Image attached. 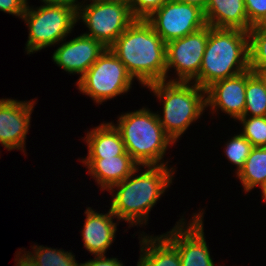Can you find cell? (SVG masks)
<instances>
[{
    "instance_id": "obj_1",
    "label": "cell",
    "mask_w": 266,
    "mask_h": 266,
    "mask_svg": "<svg viewBox=\"0 0 266 266\" xmlns=\"http://www.w3.org/2000/svg\"><path fill=\"white\" fill-rule=\"evenodd\" d=\"M109 48L143 86L166 80V43L145 19H135Z\"/></svg>"
},
{
    "instance_id": "obj_2",
    "label": "cell",
    "mask_w": 266,
    "mask_h": 266,
    "mask_svg": "<svg viewBox=\"0 0 266 266\" xmlns=\"http://www.w3.org/2000/svg\"><path fill=\"white\" fill-rule=\"evenodd\" d=\"M142 167L148 169L134 176L139 171L138 167L133 174L109 189L113 193L117 188L111 200V211L118 220H125L131 225L147 223L152 207L170 187L174 176L173 170L166 165Z\"/></svg>"
},
{
    "instance_id": "obj_3",
    "label": "cell",
    "mask_w": 266,
    "mask_h": 266,
    "mask_svg": "<svg viewBox=\"0 0 266 266\" xmlns=\"http://www.w3.org/2000/svg\"><path fill=\"white\" fill-rule=\"evenodd\" d=\"M249 70V34L241 29L212 28L199 75L193 83L206 89L212 83Z\"/></svg>"
},
{
    "instance_id": "obj_4",
    "label": "cell",
    "mask_w": 266,
    "mask_h": 266,
    "mask_svg": "<svg viewBox=\"0 0 266 266\" xmlns=\"http://www.w3.org/2000/svg\"><path fill=\"white\" fill-rule=\"evenodd\" d=\"M114 126L121 134L126 152L139 165H167L161 160L168 145L174 142L165 133L157 113L146 108L125 113Z\"/></svg>"
},
{
    "instance_id": "obj_5",
    "label": "cell",
    "mask_w": 266,
    "mask_h": 266,
    "mask_svg": "<svg viewBox=\"0 0 266 266\" xmlns=\"http://www.w3.org/2000/svg\"><path fill=\"white\" fill-rule=\"evenodd\" d=\"M146 87L163 102L158 119L174 143L206 108V91L193 82L163 80Z\"/></svg>"
},
{
    "instance_id": "obj_6",
    "label": "cell",
    "mask_w": 266,
    "mask_h": 266,
    "mask_svg": "<svg viewBox=\"0 0 266 266\" xmlns=\"http://www.w3.org/2000/svg\"><path fill=\"white\" fill-rule=\"evenodd\" d=\"M22 19L29 27L27 54L58 44L71 33L77 20V10L65 5L26 6Z\"/></svg>"
},
{
    "instance_id": "obj_7",
    "label": "cell",
    "mask_w": 266,
    "mask_h": 266,
    "mask_svg": "<svg viewBox=\"0 0 266 266\" xmlns=\"http://www.w3.org/2000/svg\"><path fill=\"white\" fill-rule=\"evenodd\" d=\"M133 77L110 48L78 79V89L101 104L131 88Z\"/></svg>"
},
{
    "instance_id": "obj_8",
    "label": "cell",
    "mask_w": 266,
    "mask_h": 266,
    "mask_svg": "<svg viewBox=\"0 0 266 266\" xmlns=\"http://www.w3.org/2000/svg\"><path fill=\"white\" fill-rule=\"evenodd\" d=\"M77 9V20L82 19L90 32L84 35L100 41L109 48L135 21L127 5L103 3L95 0Z\"/></svg>"
},
{
    "instance_id": "obj_9",
    "label": "cell",
    "mask_w": 266,
    "mask_h": 266,
    "mask_svg": "<svg viewBox=\"0 0 266 266\" xmlns=\"http://www.w3.org/2000/svg\"><path fill=\"white\" fill-rule=\"evenodd\" d=\"M145 20L165 43L206 26L201 8L179 0H167Z\"/></svg>"
},
{
    "instance_id": "obj_10",
    "label": "cell",
    "mask_w": 266,
    "mask_h": 266,
    "mask_svg": "<svg viewBox=\"0 0 266 266\" xmlns=\"http://www.w3.org/2000/svg\"><path fill=\"white\" fill-rule=\"evenodd\" d=\"M208 40V25L166 43V79L172 67L177 78L168 81L192 82L200 72L204 51Z\"/></svg>"
},
{
    "instance_id": "obj_11",
    "label": "cell",
    "mask_w": 266,
    "mask_h": 266,
    "mask_svg": "<svg viewBox=\"0 0 266 266\" xmlns=\"http://www.w3.org/2000/svg\"><path fill=\"white\" fill-rule=\"evenodd\" d=\"M193 216L188 226L183 221L185 219H180L163 236L177 249L181 266H214L204 237L203 212Z\"/></svg>"
},
{
    "instance_id": "obj_12",
    "label": "cell",
    "mask_w": 266,
    "mask_h": 266,
    "mask_svg": "<svg viewBox=\"0 0 266 266\" xmlns=\"http://www.w3.org/2000/svg\"><path fill=\"white\" fill-rule=\"evenodd\" d=\"M35 101L0 99V144L9 150L25 149Z\"/></svg>"
},
{
    "instance_id": "obj_13",
    "label": "cell",
    "mask_w": 266,
    "mask_h": 266,
    "mask_svg": "<svg viewBox=\"0 0 266 266\" xmlns=\"http://www.w3.org/2000/svg\"><path fill=\"white\" fill-rule=\"evenodd\" d=\"M106 47L84 34L64 42L53 53V61L70 74H80V78L97 61Z\"/></svg>"
},
{
    "instance_id": "obj_14",
    "label": "cell",
    "mask_w": 266,
    "mask_h": 266,
    "mask_svg": "<svg viewBox=\"0 0 266 266\" xmlns=\"http://www.w3.org/2000/svg\"><path fill=\"white\" fill-rule=\"evenodd\" d=\"M246 89V71L236 76L222 79L208 86L206 91V107L221 111L238 120L243 117Z\"/></svg>"
},
{
    "instance_id": "obj_15",
    "label": "cell",
    "mask_w": 266,
    "mask_h": 266,
    "mask_svg": "<svg viewBox=\"0 0 266 266\" xmlns=\"http://www.w3.org/2000/svg\"><path fill=\"white\" fill-rule=\"evenodd\" d=\"M86 220L83 226L82 237L84 247L93 255H104L112 244L117 230V223H113L114 213H97L88 207L84 212Z\"/></svg>"
},
{
    "instance_id": "obj_16",
    "label": "cell",
    "mask_w": 266,
    "mask_h": 266,
    "mask_svg": "<svg viewBox=\"0 0 266 266\" xmlns=\"http://www.w3.org/2000/svg\"><path fill=\"white\" fill-rule=\"evenodd\" d=\"M81 161L87 166L89 174L102 190L106 189L107 191L133 174L140 166L129 154L103 159H82Z\"/></svg>"
},
{
    "instance_id": "obj_17",
    "label": "cell",
    "mask_w": 266,
    "mask_h": 266,
    "mask_svg": "<svg viewBox=\"0 0 266 266\" xmlns=\"http://www.w3.org/2000/svg\"><path fill=\"white\" fill-rule=\"evenodd\" d=\"M206 25L212 28L241 29L249 31L244 0H209L204 10Z\"/></svg>"
},
{
    "instance_id": "obj_18",
    "label": "cell",
    "mask_w": 266,
    "mask_h": 266,
    "mask_svg": "<svg viewBox=\"0 0 266 266\" xmlns=\"http://www.w3.org/2000/svg\"><path fill=\"white\" fill-rule=\"evenodd\" d=\"M85 138L89 150L84 159H103L128 154L121 134L112 122L95 127Z\"/></svg>"
},
{
    "instance_id": "obj_19",
    "label": "cell",
    "mask_w": 266,
    "mask_h": 266,
    "mask_svg": "<svg viewBox=\"0 0 266 266\" xmlns=\"http://www.w3.org/2000/svg\"><path fill=\"white\" fill-rule=\"evenodd\" d=\"M140 245L142 254L137 266H181L177 249L163 235H145L141 237Z\"/></svg>"
},
{
    "instance_id": "obj_20",
    "label": "cell",
    "mask_w": 266,
    "mask_h": 266,
    "mask_svg": "<svg viewBox=\"0 0 266 266\" xmlns=\"http://www.w3.org/2000/svg\"><path fill=\"white\" fill-rule=\"evenodd\" d=\"M245 108L243 116H266V75L246 71ZM250 113V114H249Z\"/></svg>"
},
{
    "instance_id": "obj_21",
    "label": "cell",
    "mask_w": 266,
    "mask_h": 266,
    "mask_svg": "<svg viewBox=\"0 0 266 266\" xmlns=\"http://www.w3.org/2000/svg\"><path fill=\"white\" fill-rule=\"evenodd\" d=\"M236 175L245 192H250L256 186L261 187L266 179V146L253 147L245 164Z\"/></svg>"
},
{
    "instance_id": "obj_22",
    "label": "cell",
    "mask_w": 266,
    "mask_h": 266,
    "mask_svg": "<svg viewBox=\"0 0 266 266\" xmlns=\"http://www.w3.org/2000/svg\"><path fill=\"white\" fill-rule=\"evenodd\" d=\"M32 248L34 249L33 253L29 251L26 253L36 266H81V263H77L75 256L71 252H64L61 249L57 250L41 245H36Z\"/></svg>"
},
{
    "instance_id": "obj_23",
    "label": "cell",
    "mask_w": 266,
    "mask_h": 266,
    "mask_svg": "<svg viewBox=\"0 0 266 266\" xmlns=\"http://www.w3.org/2000/svg\"><path fill=\"white\" fill-rule=\"evenodd\" d=\"M249 69L266 74V30H249Z\"/></svg>"
},
{
    "instance_id": "obj_24",
    "label": "cell",
    "mask_w": 266,
    "mask_h": 266,
    "mask_svg": "<svg viewBox=\"0 0 266 266\" xmlns=\"http://www.w3.org/2000/svg\"><path fill=\"white\" fill-rule=\"evenodd\" d=\"M238 120L243 124L241 134L253 147L266 146V116H243Z\"/></svg>"
},
{
    "instance_id": "obj_25",
    "label": "cell",
    "mask_w": 266,
    "mask_h": 266,
    "mask_svg": "<svg viewBox=\"0 0 266 266\" xmlns=\"http://www.w3.org/2000/svg\"><path fill=\"white\" fill-rule=\"evenodd\" d=\"M225 155L228 160L237 165L238 173L245 164L247 157L250 155L253 146L252 144L240 133L233 136L230 141L226 143Z\"/></svg>"
},
{
    "instance_id": "obj_26",
    "label": "cell",
    "mask_w": 266,
    "mask_h": 266,
    "mask_svg": "<svg viewBox=\"0 0 266 266\" xmlns=\"http://www.w3.org/2000/svg\"><path fill=\"white\" fill-rule=\"evenodd\" d=\"M167 0H129V8L135 19H146Z\"/></svg>"
},
{
    "instance_id": "obj_27",
    "label": "cell",
    "mask_w": 266,
    "mask_h": 266,
    "mask_svg": "<svg viewBox=\"0 0 266 266\" xmlns=\"http://www.w3.org/2000/svg\"><path fill=\"white\" fill-rule=\"evenodd\" d=\"M248 21L253 25L265 12L266 0H244Z\"/></svg>"
},
{
    "instance_id": "obj_28",
    "label": "cell",
    "mask_w": 266,
    "mask_h": 266,
    "mask_svg": "<svg viewBox=\"0 0 266 266\" xmlns=\"http://www.w3.org/2000/svg\"><path fill=\"white\" fill-rule=\"evenodd\" d=\"M27 4V0H0V11L22 18Z\"/></svg>"
},
{
    "instance_id": "obj_29",
    "label": "cell",
    "mask_w": 266,
    "mask_h": 266,
    "mask_svg": "<svg viewBox=\"0 0 266 266\" xmlns=\"http://www.w3.org/2000/svg\"><path fill=\"white\" fill-rule=\"evenodd\" d=\"M81 266H123L117 258H106L105 255H95L93 260L81 263Z\"/></svg>"
},
{
    "instance_id": "obj_30",
    "label": "cell",
    "mask_w": 266,
    "mask_h": 266,
    "mask_svg": "<svg viewBox=\"0 0 266 266\" xmlns=\"http://www.w3.org/2000/svg\"><path fill=\"white\" fill-rule=\"evenodd\" d=\"M42 2H44L45 5H65V6L73 7L76 10L81 5V3L80 4L76 3L77 0H42Z\"/></svg>"
},
{
    "instance_id": "obj_31",
    "label": "cell",
    "mask_w": 266,
    "mask_h": 266,
    "mask_svg": "<svg viewBox=\"0 0 266 266\" xmlns=\"http://www.w3.org/2000/svg\"><path fill=\"white\" fill-rule=\"evenodd\" d=\"M21 251L18 252V254L16 255L17 258L15 259V261H17V265L16 266H36L34 261L31 259V257L26 254V252L24 254H22V256H20Z\"/></svg>"
},
{
    "instance_id": "obj_32",
    "label": "cell",
    "mask_w": 266,
    "mask_h": 266,
    "mask_svg": "<svg viewBox=\"0 0 266 266\" xmlns=\"http://www.w3.org/2000/svg\"><path fill=\"white\" fill-rule=\"evenodd\" d=\"M250 30H266V12L252 25Z\"/></svg>"
},
{
    "instance_id": "obj_33",
    "label": "cell",
    "mask_w": 266,
    "mask_h": 266,
    "mask_svg": "<svg viewBox=\"0 0 266 266\" xmlns=\"http://www.w3.org/2000/svg\"><path fill=\"white\" fill-rule=\"evenodd\" d=\"M179 1L198 6L204 11L209 0H179Z\"/></svg>"
},
{
    "instance_id": "obj_34",
    "label": "cell",
    "mask_w": 266,
    "mask_h": 266,
    "mask_svg": "<svg viewBox=\"0 0 266 266\" xmlns=\"http://www.w3.org/2000/svg\"><path fill=\"white\" fill-rule=\"evenodd\" d=\"M95 1L103 3L127 5L129 7V0H95Z\"/></svg>"
},
{
    "instance_id": "obj_35",
    "label": "cell",
    "mask_w": 266,
    "mask_h": 266,
    "mask_svg": "<svg viewBox=\"0 0 266 266\" xmlns=\"http://www.w3.org/2000/svg\"><path fill=\"white\" fill-rule=\"evenodd\" d=\"M260 189L262 190V198L266 202V179Z\"/></svg>"
}]
</instances>
